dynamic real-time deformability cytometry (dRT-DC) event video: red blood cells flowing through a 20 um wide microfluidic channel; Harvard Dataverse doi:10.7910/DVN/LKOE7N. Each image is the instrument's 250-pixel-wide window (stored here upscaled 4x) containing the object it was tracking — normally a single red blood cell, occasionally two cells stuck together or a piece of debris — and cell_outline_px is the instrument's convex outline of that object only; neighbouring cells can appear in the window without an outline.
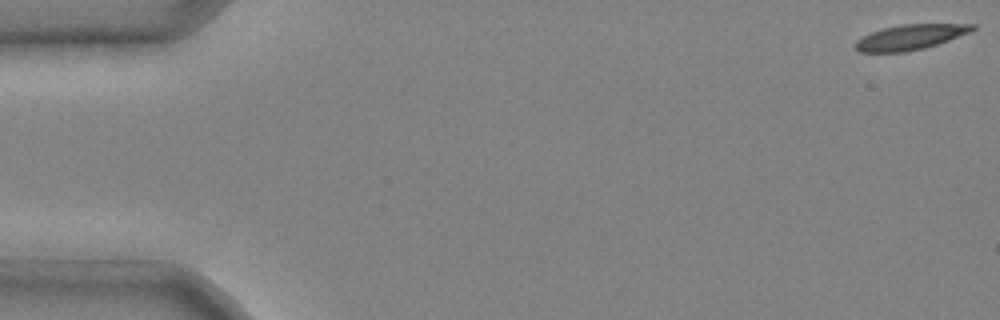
{"species": "common noctule bat (a hibernating species)", "species_latin": "Nyctalus noctula", "temperature_condition": "cold", "stored_images_in_passage": 8, "camera_frame_rate_fps": 3000, "um_per_image_px": 0.085, "animal": {"sex": "male", "body_mass_g": 20.4}, "frame": {"image": 1, "passage_image": 1, "time_ms": 0.0, "image_size_px": [1000, 320], "cell_outline_px": [[976, 28], [968, 32], [948, 40], [924, 48], [904, 52], [860, 52], [856, 48], [856, 40], [872, 32], [884, 28], [900, 24], [976, 24]], "centroid_in_image_um": [77.36, 3.15], "position_along_channel_um": 7.6, "area_um2": 16.82}}
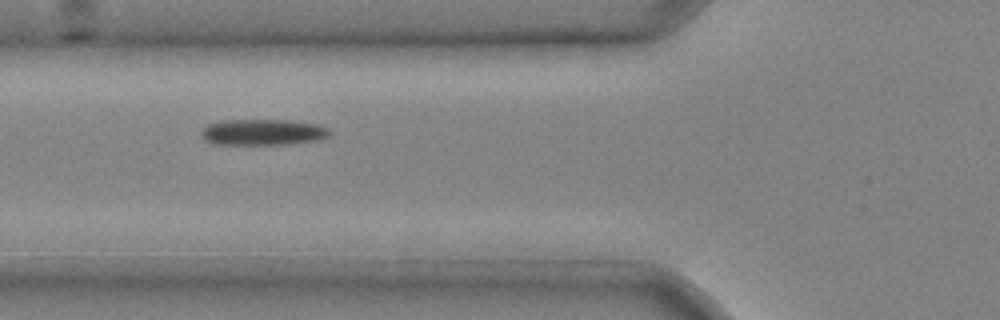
{"frame": {"image": 2, "passage_image": 5, "time_ms": 1.333, "image_size_px": [1000, 320], "cell_outline_px": [[332, 132], [328, 136], [316, 140], [288, 144], [212, 144], [204, 140], [200, 132], [208, 124], [220, 120], [288, 120], [316, 124], [328, 128]], "centroid_in_image_um": [22.31, 11.23], "position_along_channel_um": 103.5, "area_um2": 19.48}}
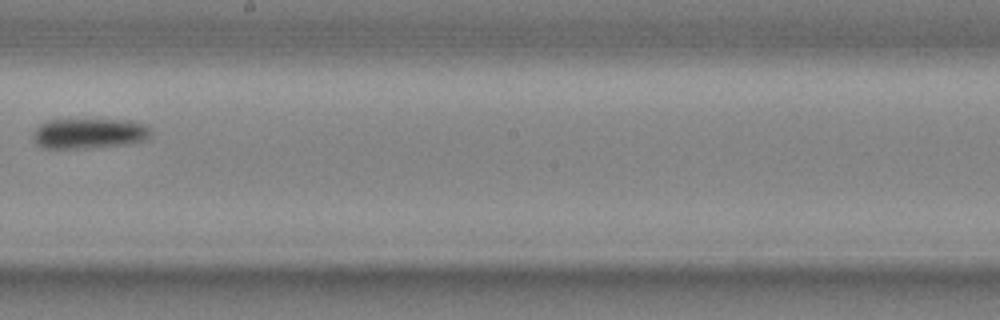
{"frame": {"image": 3, "passage_image": 8, "time_ms": 2.333, "image_size_px": [1000, 320], "cell_outline_px": [[152, 132], [148, 140], [128, 144], [88, 148], [44, 148], [36, 140], [32, 132], [40, 124], [48, 120], [136, 120], [148, 124]], "centroid_in_image_um": [7.69, 11.33], "position_along_channel_um": 240.5, "area_um2": 20.92}}